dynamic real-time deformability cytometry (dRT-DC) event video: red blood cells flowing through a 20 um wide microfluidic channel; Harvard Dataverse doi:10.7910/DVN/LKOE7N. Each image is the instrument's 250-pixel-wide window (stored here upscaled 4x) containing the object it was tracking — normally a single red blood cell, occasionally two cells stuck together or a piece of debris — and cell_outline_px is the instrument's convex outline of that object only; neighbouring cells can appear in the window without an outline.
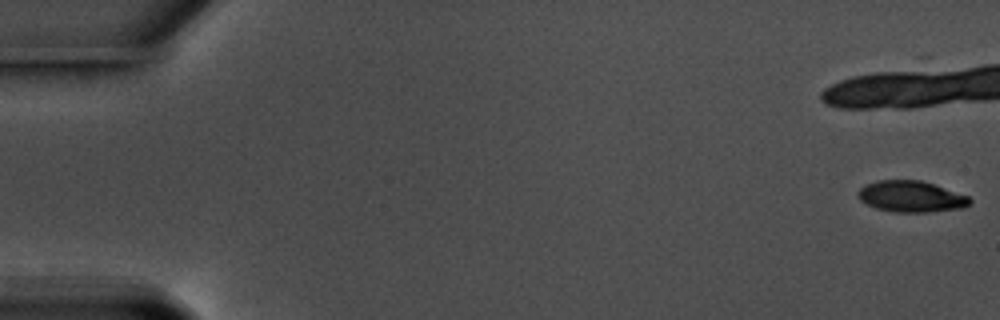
{"species": "common noctule bat (a hibernating species)", "species_latin": "Nyctalus noctula", "temperature_condition": "warm", "stored_images_in_passage": 21, "camera_frame_rate_fps": 3000, "um_per_image_px": 0.085, "animal": {"sex": "male", "body_mass_g": 17.5, "forearm_length_mm": 52.3}, "frame": {"image": 1, "passage_image": 1, "time_ms": 0.0, "image_size_px": [1000, 320], "cell_outline_px": [[972, 204], [964, 208], [928, 212], [892, 212], [876, 208], [860, 200], [856, 192], [860, 188], [876, 180], [920, 180], [968, 196], [972, 200]], "centroid_in_image_um": [77.45, 16.71], "position_along_channel_um": 7.5, "area_um2": 20.29}}